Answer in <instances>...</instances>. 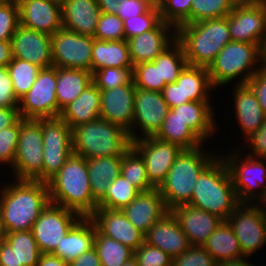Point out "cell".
Masks as SVG:
<instances>
[{
  "label": "cell",
  "instance_id": "cell-1",
  "mask_svg": "<svg viewBox=\"0 0 266 266\" xmlns=\"http://www.w3.org/2000/svg\"><path fill=\"white\" fill-rule=\"evenodd\" d=\"M6 185L0 188V206L5 232L32 230L33 224L50 203L47 183L16 180Z\"/></svg>",
  "mask_w": 266,
  "mask_h": 266
},
{
  "label": "cell",
  "instance_id": "cell-2",
  "mask_svg": "<svg viewBox=\"0 0 266 266\" xmlns=\"http://www.w3.org/2000/svg\"><path fill=\"white\" fill-rule=\"evenodd\" d=\"M50 203L90 217L97 209L88 177L87 159L72 154L47 182Z\"/></svg>",
  "mask_w": 266,
  "mask_h": 266
},
{
  "label": "cell",
  "instance_id": "cell-3",
  "mask_svg": "<svg viewBox=\"0 0 266 266\" xmlns=\"http://www.w3.org/2000/svg\"><path fill=\"white\" fill-rule=\"evenodd\" d=\"M239 204L226 162L218 155L201 172L188 205L227 220Z\"/></svg>",
  "mask_w": 266,
  "mask_h": 266
},
{
  "label": "cell",
  "instance_id": "cell-4",
  "mask_svg": "<svg viewBox=\"0 0 266 266\" xmlns=\"http://www.w3.org/2000/svg\"><path fill=\"white\" fill-rule=\"evenodd\" d=\"M176 40L182 45L188 65L208 68L231 41L227 16L179 25Z\"/></svg>",
  "mask_w": 266,
  "mask_h": 266
},
{
  "label": "cell",
  "instance_id": "cell-5",
  "mask_svg": "<svg viewBox=\"0 0 266 266\" xmlns=\"http://www.w3.org/2000/svg\"><path fill=\"white\" fill-rule=\"evenodd\" d=\"M202 147L183 149L158 187L169 211L190 203L201 172L218 156L205 152Z\"/></svg>",
  "mask_w": 266,
  "mask_h": 266
},
{
  "label": "cell",
  "instance_id": "cell-6",
  "mask_svg": "<svg viewBox=\"0 0 266 266\" xmlns=\"http://www.w3.org/2000/svg\"><path fill=\"white\" fill-rule=\"evenodd\" d=\"M72 140L73 153L86 159L123 156L132 146L125 129L102 118L74 127Z\"/></svg>",
  "mask_w": 266,
  "mask_h": 266
},
{
  "label": "cell",
  "instance_id": "cell-7",
  "mask_svg": "<svg viewBox=\"0 0 266 266\" xmlns=\"http://www.w3.org/2000/svg\"><path fill=\"white\" fill-rule=\"evenodd\" d=\"M261 66L260 49L257 44L230 41L207 69L213 87L218 88L232 83L235 78L239 80L237 85L247 84Z\"/></svg>",
  "mask_w": 266,
  "mask_h": 266
},
{
  "label": "cell",
  "instance_id": "cell-8",
  "mask_svg": "<svg viewBox=\"0 0 266 266\" xmlns=\"http://www.w3.org/2000/svg\"><path fill=\"white\" fill-rule=\"evenodd\" d=\"M236 152L221 156L226 162L239 202H266V158L251 157L247 154L243 157L240 151Z\"/></svg>",
  "mask_w": 266,
  "mask_h": 266
},
{
  "label": "cell",
  "instance_id": "cell-9",
  "mask_svg": "<svg viewBox=\"0 0 266 266\" xmlns=\"http://www.w3.org/2000/svg\"><path fill=\"white\" fill-rule=\"evenodd\" d=\"M43 138L41 119L20 118V132L13 162L15 180L42 182Z\"/></svg>",
  "mask_w": 266,
  "mask_h": 266
},
{
  "label": "cell",
  "instance_id": "cell-10",
  "mask_svg": "<svg viewBox=\"0 0 266 266\" xmlns=\"http://www.w3.org/2000/svg\"><path fill=\"white\" fill-rule=\"evenodd\" d=\"M57 67L41 68L30 90L19 99L20 118H58L61 111L56 100Z\"/></svg>",
  "mask_w": 266,
  "mask_h": 266
},
{
  "label": "cell",
  "instance_id": "cell-11",
  "mask_svg": "<svg viewBox=\"0 0 266 266\" xmlns=\"http://www.w3.org/2000/svg\"><path fill=\"white\" fill-rule=\"evenodd\" d=\"M43 138L42 182L57 174L73 154L72 129L58 118L41 119Z\"/></svg>",
  "mask_w": 266,
  "mask_h": 266
},
{
  "label": "cell",
  "instance_id": "cell-12",
  "mask_svg": "<svg viewBox=\"0 0 266 266\" xmlns=\"http://www.w3.org/2000/svg\"><path fill=\"white\" fill-rule=\"evenodd\" d=\"M244 257L252 256L266 243V219L262 203H240L227 219Z\"/></svg>",
  "mask_w": 266,
  "mask_h": 266
},
{
  "label": "cell",
  "instance_id": "cell-13",
  "mask_svg": "<svg viewBox=\"0 0 266 266\" xmlns=\"http://www.w3.org/2000/svg\"><path fill=\"white\" fill-rule=\"evenodd\" d=\"M227 19L231 41L260 47L266 34V0H239Z\"/></svg>",
  "mask_w": 266,
  "mask_h": 266
},
{
  "label": "cell",
  "instance_id": "cell-14",
  "mask_svg": "<svg viewBox=\"0 0 266 266\" xmlns=\"http://www.w3.org/2000/svg\"><path fill=\"white\" fill-rule=\"evenodd\" d=\"M93 37L63 27L51 36L53 66L92 72Z\"/></svg>",
  "mask_w": 266,
  "mask_h": 266
},
{
  "label": "cell",
  "instance_id": "cell-15",
  "mask_svg": "<svg viewBox=\"0 0 266 266\" xmlns=\"http://www.w3.org/2000/svg\"><path fill=\"white\" fill-rule=\"evenodd\" d=\"M81 217L73 210L49 203L32 227V233L41 252L53 253Z\"/></svg>",
  "mask_w": 266,
  "mask_h": 266
},
{
  "label": "cell",
  "instance_id": "cell-16",
  "mask_svg": "<svg viewBox=\"0 0 266 266\" xmlns=\"http://www.w3.org/2000/svg\"><path fill=\"white\" fill-rule=\"evenodd\" d=\"M169 110L170 108L163 99L161 92L136 88L133 125L129 132L131 141L140 138L138 137L139 133L135 132L136 130L140 131V129L143 133L142 138L154 137L162 126Z\"/></svg>",
  "mask_w": 266,
  "mask_h": 266
},
{
  "label": "cell",
  "instance_id": "cell-17",
  "mask_svg": "<svg viewBox=\"0 0 266 266\" xmlns=\"http://www.w3.org/2000/svg\"><path fill=\"white\" fill-rule=\"evenodd\" d=\"M139 137L138 140L132 141V146L144 159L149 182L158 188L183 149L177 144L167 143L155 137Z\"/></svg>",
  "mask_w": 266,
  "mask_h": 266
},
{
  "label": "cell",
  "instance_id": "cell-18",
  "mask_svg": "<svg viewBox=\"0 0 266 266\" xmlns=\"http://www.w3.org/2000/svg\"><path fill=\"white\" fill-rule=\"evenodd\" d=\"M12 56L40 68L53 66L51 36L18 25L11 38Z\"/></svg>",
  "mask_w": 266,
  "mask_h": 266
},
{
  "label": "cell",
  "instance_id": "cell-19",
  "mask_svg": "<svg viewBox=\"0 0 266 266\" xmlns=\"http://www.w3.org/2000/svg\"><path fill=\"white\" fill-rule=\"evenodd\" d=\"M19 24L52 36L62 28L61 0H16Z\"/></svg>",
  "mask_w": 266,
  "mask_h": 266
},
{
  "label": "cell",
  "instance_id": "cell-20",
  "mask_svg": "<svg viewBox=\"0 0 266 266\" xmlns=\"http://www.w3.org/2000/svg\"><path fill=\"white\" fill-rule=\"evenodd\" d=\"M90 218L101 235L122 243L134 252L144 243V234L127 219L122 210L97 208Z\"/></svg>",
  "mask_w": 266,
  "mask_h": 266
},
{
  "label": "cell",
  "instance_id": "cell-21",
  "mask_svg": "<svg viewBox=\"0 0 266 266\" xmlns=\"http://www.w3.org/2000/svg\"><path fill=\"white\" fill-rule=\"evenodd\" d=\"M174 40H176V28L161 21L154 29L127 40L131 62L136 65L154 61Z\"/></svg>",
  "mask_w": 266,
  "mask_h": 266
},
{
  "label": "cell",
  "instance_id": "cell-22",
  "mask_svg": "<svg viewBox=\"0 0 266 266\" xmlns=\"http://www.w3.org/2000/svg\"><path fill=\"white\" fill-rule=\"evenodd\" d=\"M135 90L132 79L116 89L101 90L100 118L119 125L129 133L133 125Z\"/></svg>",
  "mask_w": 266,
  "mask_h": 266
},
{
  "label": "cell",
  "instance_id": "cell-23",
  "mask_svg": "<svg viewBox=\"0 0 266 266\" xmlns=\"http://www.w3.org/2000/svg\"><path fill=\"white\" fill-rule=\"evenodd\" d=\"M170 212L176 218L191 246H203L223 219L190 205H180Z\"/></svg>",
  "mask_w": 266,
  "mask_h": 266
},
{
  "label": "cell",
  "instance_id": "cell-24",
  "mask_svg": "<svg viewBox=\"0 0 266 266\" xmlns=\"http://www.w3.org/2000/svg\"><path fill=\"white\" fill-rule=\"evenodd\" d=\"M41 255L32 230L6 233L0 241V266H36Z\"/></svg>",
  "mask_w": 266,
  "mask_h": 266
},
{
  "label": "cell",
  "instance_id": "cell-25",
  "mask_svg": "<svg viewBox=\"0 0 266 266\" xmlns=\"http://www.w3.org/2000/svg\"><path fill=\"white\" fill-rule=\"evenodd\" d=\"M122 212L145 235L169 210L158 188H153L140 192L132 202L122 209Z\"/></svg>",
  "mask_w": 266,
  "mask_h": 266
},
{
  "label": "cell",
  "instance_id": "cell-26",
  "mask_svg": "<svg viewBox=\"0 0 266 266\" xmlns=\"http://www.w3.org/2000/svg\"><path fill=\"white\" fill-rule=\"evenodd\" d=\"M144 241L158 247L172 259L186 252L191 246L170 211L148 230L144 235Z\"/></svg>",
  "mask_w": 266,
  "mask_h": 266
},
{
  "label": "cell",
  "instance_id": "cell-27",
  "mask_svg": "<svg viewBox=\"0 0 266 266\" xmlns=\"http://www.w3.org/2000/svg\"><path fill=\"white\" fill-rule=\"evenodd\" d=\"M101 14L97 0H61L62 27L94 38Z\"/></svg>",
  "mask_w": 266,
  "mask_h": 266
},
{
  "label": "cell",
  "instance_id": "cell-28",
  "mask_svg": "<svg viewBox=\"0 0 266 266\" xmlns=\"http://www.w3.org/2000/svg\"><path fill=\"white\" fill-rule=\"evenodd\" d=\"M96 230L90 217H81L70 228L52 254L70 263L94 247Z\"/></svg>",
  "mask_w": 266,
  "mask_h": 266
},
{
  "label": "cell",
  "instance_id": "cell-29",
  "mask_svg": "<svg viewBox=\"0 0 266 266\" xmlns=\"http://www.w3.org/2000/svg\"><path fill=\"white\" fill-rule=\"evenodd\" d=\"M234 104L236 120L244 134V140L256 132L266 119L254 91L247 85H235Z\"/></svg>",
  "mask_w": 266,
  "mask_h": 266
},
{
  "label": "cell",
  "instance_id": "cell-30",
  "mask_svg": "<svg viewBox=\"0 0 266 266\" xmlns=\"http://www.w3.org/2000/svg\"><path fill=\"white\" fill-rule=\"evenodd\" d=\"M213 103L210 101H189L171 108L176 116L183 121L203 142L216 133Z\"/></svg>",
  "mask_w": 266,
  "mask_h": 266
},
{
  "label": "cell",
  "instance_id": "cell-31",
  "mask_svg": "<svg viewBox=\"0 0 266 266\" xmlns=\"http://www.w3.org/2000/svg\"><path fill=\"white\" fill-rule=\"evenodd\" d=\"M101 90L92 83L62 111L60 118L71 129L100 118Z\"/></svg>",
  "mask_w": 266,
  "mask_h": 266
},
{
  "label": "cell",
  "instance_id": "cell-32",
  "mask_svg": "<svg viewBox=\"0 0 266 266\" xmlns=\"http://www.w3.org/2000/svg\"><path fill=\"white\" fill-rule=\"evenodd\" d=\"M127 40H98L93 38L92 73L106 67L133 68Z\"/></svg>",
  "mask_w": 266,
  "mask_h": 266
},
{
  "label": "cell",
  "instance_id": "cell-33",
  "mask_svg": "<svg viewBox=\"0 0 266 266\" xmlns=\"http://www.w3.org/2000/svg\"><path fill=\"white\" fill-rule=\"evenodd\" d=\"M93 83V73L84 69L57 67L56 100L62 111Z\"/></svg>",
  "mask_w": 266,
  "mask_h": 266
},
{
  "label": "cell",
  "instance_id": "cell-34",
  "mask_svg": "<svg viewBox=\"0 0 266 266\" xmlns=\"http://www.w3.org/2000/svg\"><path fill=\"white\" fill-rule=\"evenodd\" d=\"M122 156L87 159L88 177L93 198L98 202L111 181L120 175Z\"/></svg>",
  "mask_w": 266,
  "mask_h": 266
},
{
  "label": "cell",
  "instance_id": "cell-35",
  "mask_svg": "<svg viewBox=\"0 0 266 266\" xmlns=\"http://www.w3.org/2000/svg\"><path fill=\"white\" fill-rule=\"evenodd\" d=\"M202 247L217 263L244 257L239 241L227 220L221 222Z\"/></svg>",
  "mask_w": 266,
  "mask_h": 266
},
{
  "label": "cell",
  "instance_id": "cell-36",
  "mask_svg": "<svg viewBox=\"0 0 266 266\" xmlns=\"http://www.w3.org/2000/svg\"><path fill=\"white\" fill-rule=\"evenodd\" d=\"M183 103L210 101L209 93L214 90L206 67L186 65L181 71Z\"/></svg>",
  "mask_w": 266,
  "mask_h": 266
},
{
  "label": "cell",
  "instance_id": "cell-37",
  "mask_svg": "<svg viewBox=\"0 0 266 266\" xmlns=\"http://www.w3.org/2000/svg\"><path fill=\"white\" fill-rule=\"evenodd\" d=\"M154 137L177 144L182 149H194L205 145H202L203 141L171 109Z\"/></svg>",
  "mask_w": 266,
  "mask_h": 266
},
{
  "label": "cell",
  "instance_id": "cell-38",
  "mask_svg": "<svg viewBox=\"0 0 266 266\" xmlns=\"http://www.w3.org/2000/svg\"><path fill=\"white\" fill-rule=\"evenodd\" d=\"M140 191L121 174L110 182L106 194L97 202V208L122 210Z\"/></svg>",
  "mask_w": 266,
  "mask_h": 266
},
{
  "label": "cell",
  "instance_id": "cell-39",
  "mask_svg": "<svg viewBox=\"0 0 266 266\" xmlns=\"http://www.w3.org/2000/svg\"><path fill=\"white\" fill-rule=\"evenodd\" d=\"M120 174L140 191L155 188L148 180L146 165L140 153L131 146L122 156Z\"/></svg>",
  "mask_w": 266,
  "mask_h": 266
},
{
  "label": "cell",
  "instance_id": "cell-40",
  "mask_svg": "<svg viewBox=\"0 0 266 266\" xmlns=\"http://www.w3.org/2000/svg\"><path fill=\"white\" fill-rule=\"evenodd\" d=\"M94 248L97 250L101 266H122L134 257V251L122 243L101 235L96 230Z\"/></svg>",
  "mask_w": 266,
  "mask_h": 266
},
{
  "label": "cell",
  "instance_id": "cell-41",
  "mask_svg": "<svg viewBox=\"0 0 266 266\" xmlns=\"http://www.w3.org/2000/svg\"><path fill=\"white\" fill-rule=\"evenodd\" d=\"M152 62L160 63L161 81H165L166 84L175 82L179 78L181 71L187 65L182 45L177 40H174Z\"/></svg>",
  "mask_w": 266,
  "mask_h": 266
},
{
  "label": "cell",
  "instance_id": "cell-42",
  "mask_svg": "<svg viewBox=\"0 0 266 266\" xmlns=\"http://www.w3.org/2000/svg\"><path fill=\"white\" fill-rule=\"evenodd\" d=\"M7 69L15 95L19 100L30 90L41 68L28 61L13 57L7 65Z\"/></svg>",
  "mask_w": 266,
  "mask_h": 266
},
{
  "label": "cell",
  "instance_id": "cell-43",
  "mask_svg": "<svg viewBox=\"0 0 266 266\" xmlns=\"http://www.w3.org/2000/svg\"><path fill=\"white\" fill-rule=\"evenodd\" d=\"M239 0H193L190 24L229 15Z\"/></svg>",
  "mask_w": 266,
  "mask_h": 266
},
{
  "label": "cell",
  "instance_id": "cell-44",
  "mask_svg": "<svg viewBox=\"0 0 266 266\" xmlns=\"http://www.w3.org/2000/svg\"><path fill=\"white\" fill-rule=\"evenodd\" d=\"M132 80L136 88L161 92L166 85L161 81L160 63L145 62L136 64L132 70Z\"/></svg>",
  "mask_w": 266,
  "mask_h": 266
},
{
  "label": "cell",
  "instance_id": "cell-45",
  "mask_svg": "<svg viewBox=\"0 0 266 266\" xmlns=\"http://www.w3.org/2000/svg\"><path fill=\"white\" fill-rule=\"evenodd\" d=\"M193 0H162L160 15L162 21L177 28L190 24V9Z\"/></svg>",
  "mask_w": 266,
  "mask_h": 266
},
{
  "label": "cell",
  "instance_id": "cell-46",
  "mask_svg": "<svg viewBox=\"0 0 266 266\" xmlns=\"http://www.w3.org/2000/svg\"><path fill=\"white\" fill-rule=\"evenodd\" d=\"M133 68L106 67L93 72V83L100 90L116 89L132 79Z\"/></svg>",
  "mask_w": 266,
  "mask_h": 266
},
{
  "label": "cell",
  "instance_id": "cell-47",
  "mask_svg": "<svg viewBox=\"0 0 266 266\" xmlns=\"http://www.w3.org/2000/svg\"><path fill=\"white\" fill-rule=\"evenodd\" d=\"M161 21L160 9L154 7L144 14L125 19L123 21L125 40L154 29Z\"/></svg>",
  "mask_w": 266,
  "mask_h": 266
},
{
  "label": "cell",
  "instance_id": "cell-48",
  "mask_svg": "<svg viewBox=\"0 0 266 266\" xmlns=\"http://www.w3.org/2000/svg\"><path fill=\"white\" fill-rule=\"evenodd\" d=\"M94 38L98 40H124V22L116 14L101 12Z\"/></svg>",
  "mask_w": 266,
  "mask_h": 266
},
{
  "label": "cell",
  "instance_id": "cell-49",
  "mask_svg": "<svg viewBox=\"0 0 266 266\" xmlns=\"http://www.w3.org/2000/svg\"><path fill=\"white\" fill-rule=\"evenodd\" d=\"M19 25V8L16 0L0 5V41H11Z\"/></svg>",
  "mask_w": 266,
  "mask_h": 266
},
{
  "label": "cell",
  "instance_id": "cell-50",
  "mask_svg": "<svg viewBox=\"0 0 266 266\" xmlns=\"http://www.w3.org/2000/svg\"><path fill=\"white\" fill-rule=\"evenodd\" d=\"M20 132V119L0 131V163L13 166Z\"/></svg>",
  "mask_w": 266,
  "mask_h": 266
},
{
  "label": "cell",
  "instance_id": "cell-51",
  "mask_svg": "<svg viewBox=\"0 0 266 266\" xmlns=\"http://www.w3.org/2000/svg\"><path fill=\"white\" fill-rule=\"evenodd\" d=\"M139 266H172V258L158 247L144 243L134 252Z\"/></svg>",
  "mask_w": 266,
  "mask_h": 266
},
{
  "label": "cell",
  "instance_id": "cell-52",
  "mask_svg": "<svg viewBox=\"0 0 266 266\" xmlns=\"http://www.w3.org/2000/svg\"><path fill=\"white\" fill-rule=\"evenodd\" d=\"M172 266H217V262L202 246H190L172 259Z\"/></svg>",
  "mask_w": 266,
  "mask_h": 266
},
{
  "label": "cell",
  "instance_id": "cell-53",
  "mask_svg": "<svg viewBox=\"0 0 266 266\" xmlns=\"http://www.w3.org/2000/svg\"><path fill=\"white\" fill-rule=\"evenodd\" d=\"M18 102L7 66L0 67V107H18Z\"/></svg>",
  "mask_w": 266,
  "mask_h": 266
},
{
  "label": "cell",
  "instance_id": "cell-54",
  "mask_svg": "<svg viewBox=\"0 0 266 266\" xmlns=\"http://www.w3.org/2000/svg\"><path fill=\"white\" fill-rule=\"evenodd\" d=\"M251 147L248 156L266 158V119L260 129L245 139Z\"/></svg>",
  "mask_w": 266,
  "mask_h": 266
},
{
  "label": "cell",
  "instance_id": "cell-55",
  "mask_svg": "<svg viewBox=\"0 0 266 266\" xmlns=\"http://www.w3.org/2000/svg\"><path fill=\"white\" fill-rule=\"evenodd\" d=\"M118 4L116 15L123 21L146 13L151 6L143 0H121Z\"/></svg>",
  "mask_w": 266,
  "mask_h": 266
},
{
  "label": "cell",
  "instance_id": "cell-56",
  "mask_svg": "<svg viewBox=\"0 0 266 266\" xmlns=\"http://www.w3.org/2000/svg\"><path fill=\"white\" fill-rule=\"evenodd\" d=\"M247 85L254 91L261 108L266 114V66H261L249 79Z\"/></svg>",
  "mask_w": 266,
  "mask_h": 266
},
{
  "label": "cell",
  "instance_id": "cell-57",
  "mask_svg": "<svg viewBox=\"0 0 266 266\" xmlns=\"http://www.w3.org/2000/svg\"><path fill=\"white\" fill-rule=\"evenodd\" d=\"M161 93L170 109L182 105L183 92L181 87V73L175 82L166 84Z\"/></svg>",
  "mask_w": 266,
  "mask_h": 266
},
{
  "label": "cell",
  "instance_id": "cell-58",
  "mask_svg": "<svg viewBox=\"0 0 266 266\" xmlns=\"http://www.w3.org/2000/svg\"><path fill=\"white\" fill-rule=\"evenodd\" d=\"M19 119L18 107H0V131L13 126Z\"/></svg>",
  "mask_w": 266,
  "mask_h": 266
},
{
  "label": "cell",
  "instance_id": "cell-59",
  "mask_svg": "<svg viewBox=\"0 0 266 266\" xmlns=\"http://www.w3.org/2000/svg\"><path fill=\"white\" fill-rule=\"evenodd\" d=\"M69 266H101V261L97 250L93 247L91 250L82 253L75 260L71 261Z\"/></svg>",
  "mask_w": 266,
  "mask_h": 266
},
{
  "label": "cell",
  "instance_id": "cell-60",
  "mask_svg": "<svg viewBox=\"0 0 266 266\" xmlns=\"http://www.w3.org/2000/svg\"><path fill=\"white\" fill-rule=\"evenodd\" d=\"M36 266H69V263L52 253H42Z\"/></svg>",
  "mask_w": 266,
  "mask_h": 266
},
{
  "label": "cell",
  "instance_id": "cell-61",
  "mask_svg": "<svg viewBox=\"0 0 266 266\" xmlns=\"http://www.w3.org/2000/svg\"><path fill=\"white\" fill-rule=\"evenodd\" d=\"M12 59L11 41H0V67L7 66Z\"/></svg>",
  "mask_w": 266,
  "mask_h": 266
},
{
  "label": "cell",
  "instance_id": "cell-62",
  "mask_svg": "<svg viewBox=\"0 0 266 266\" xmlns=\"http://www.w3.org/2000/svg\"><path fill=\"white\" fill-rule=\"evenodd\" d=\"M121 2V0H97L101 12L110 14H116L118 4Z\"/></svg>",
  "mask_w": 266,
  "mask_h": 266
},
{
  "label": "cell",
  "instance_id": "cell-63",
  "mask_svg": "<svg viewBox=\"0 0 266 266\" xmlns=\"http://www.w3.org/2000/svg\"><path fill=\"white\" fill-rule=\"evenodd\" d=\"M247 258L249 257L223 261L221 263H217V266H254V264H251L250 262L248 263Z\"/></svg>",
  "mask_w": 266,
  "mask_h": 266
},
{
  "label": "cell",
  "instance_id": "cell-64",
  "mask_svg": "<svg viewBox=\"0 0 266 266\" xmlns=\"http://www.w3.org/2000/svg\"><path fill=\"white\" fill-rule=\"evenodd\" d=\"M259 49H260V61L262 63V66H266V34L262 39Z\"/></svg>",
  "mask_w": 266,
  "mask_h": 266
},
{
  "label": "cell",
  "instance_id": "cell-65",
  "mask_svg": "<svg viewBox=\"0 0 266 266\" xmlns=\"http://www.w3.org/2000/svg\"><path fill=\"white\" fill-rule=\"evenodd\" d=\"M5 229L3 227V220H2V211H1V206H0V241L4 239L5 237Z\"/></svg>",
  "mask_w": 266,
  "mask_h": 266
},
{
  "label": "cell",
  "instance_id": "cell-66",
  "mask_svg": "<svg viewBox=\"0 0 266 266\" xmlns=\"http://www.w3.org/2000/svg\"><path fill=\"white\" fill-rule=\"evenodd\" d=\"M148 3L151 7L160 8L162 4V0H143Z\"/></svg>",
  "mask_w": 266,
  "mask_h": 266
},
{
  "label": "cell",
  "instance_id": "cell-67",
  "mask_svg": "<svg viewBox=\"0 0 266 266\" xmlns=\"http://www.w3.org/2000/svg\"><path fill=\"white\" fill-rule=\"evenodd\" d=\"M122 266H139L138 261L135 257H132L130 260L126 261Z\"/></svg>",
  "mask_w": 266,
  "mask_h": 266
},
{
  "label": "cell",
  "instance_id": "cell-68",
  "mask_svg": "<svg viewBox=\"0 0 266 266\" xmlns=\"http://www.w3.org/2000/svg\"><path fill=\"white\" fill-rule=\"evenodd\" d=\"M262 204H263V208H264V216H265V219H266V202H264Z\"/></svg>",
  "mask_w": 266,
  "mask_h": 266
},
{
  "label": "cell",
  "instance_id": "cell-69",
  "mask_svg": "<svg viewBox=\"0 0 266 266\" xmlns=\"http://www.w3.org/2000/svg\"><path fill=\"white\" fill-rule=\"evenodd\" d=\"M7 1H9V0H0V5H1V4H4V3L7 2Z\"/></svg>",
  "mask_w": 266,
  "mask_h": 266
}]
</instances>
